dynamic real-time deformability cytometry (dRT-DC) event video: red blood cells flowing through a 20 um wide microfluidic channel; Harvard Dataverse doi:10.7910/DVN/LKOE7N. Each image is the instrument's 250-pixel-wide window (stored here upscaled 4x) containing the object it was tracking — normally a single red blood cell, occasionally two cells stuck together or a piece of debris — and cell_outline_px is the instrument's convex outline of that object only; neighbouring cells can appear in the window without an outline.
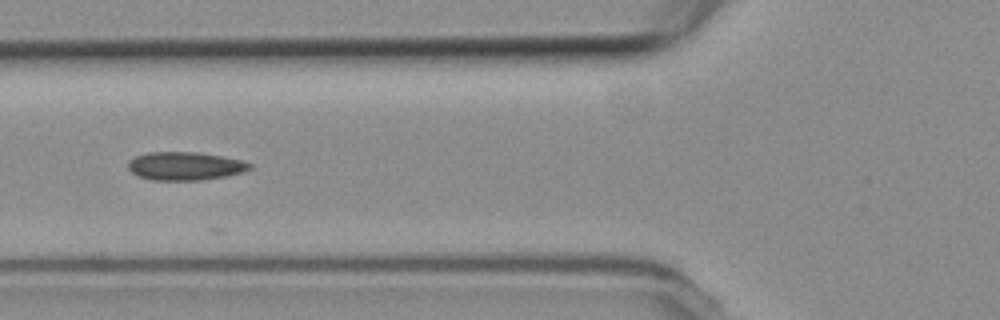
{"species": "common noctule bat (a hibernating species)", "species_latin": "Nyctalus noctula", "temperature_condition": "room temperature", "stored_images_in_passage": 28, "camera_frame_rate_fps": 3000, "um_per_image_px": 0.085, "animal": {"sex": "female", "body_mass_g": 19.3, "forearm_length_mm": 54.1}, "frame": {"image": 1, "passage_image": 19, "time_ms": 6.0, "image_size_px": [1000, 320], "cell_outline_px": [[252, 168], [244, 172], [204, 180], [152, 180], [136, 176], [128, 168], [128, 160], [136, 156], [148, 152], [196, 152], [244, 160], [252, 164]], "centroid_in_image_um": [15.73, 14.12], "position_along_channel_um": 110.1, "area_um2": 20.17}}
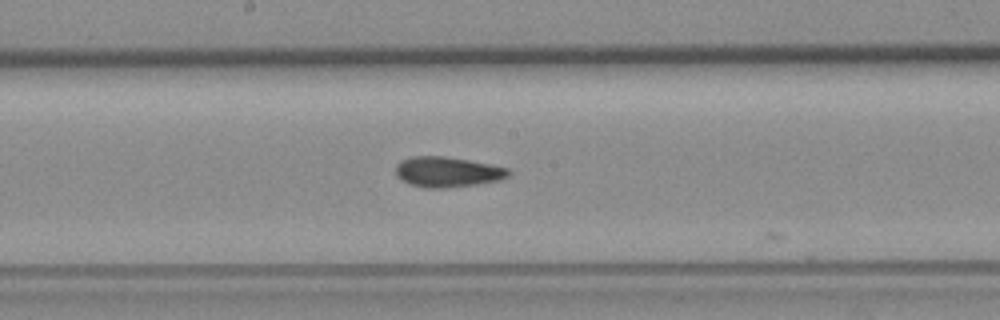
{"frame": {"image": 2, "passage_image": 27, "time_ms": 8.667, "image_size_px": [1000, 320], "cell_outline_px": [[512, 172], [508, 176], [500, 180], [476, 184], [444, 188], [424, 188], [408, 184], [400, 180], [396, 176], [396, 164], [400, 160], [412, 156], [444, 156], [468, 160], [508, 168]], "centroid_in_image_um": [37.98, 14.62], "position_along_channel_um": 210.2, "area_um2": 20.06}}